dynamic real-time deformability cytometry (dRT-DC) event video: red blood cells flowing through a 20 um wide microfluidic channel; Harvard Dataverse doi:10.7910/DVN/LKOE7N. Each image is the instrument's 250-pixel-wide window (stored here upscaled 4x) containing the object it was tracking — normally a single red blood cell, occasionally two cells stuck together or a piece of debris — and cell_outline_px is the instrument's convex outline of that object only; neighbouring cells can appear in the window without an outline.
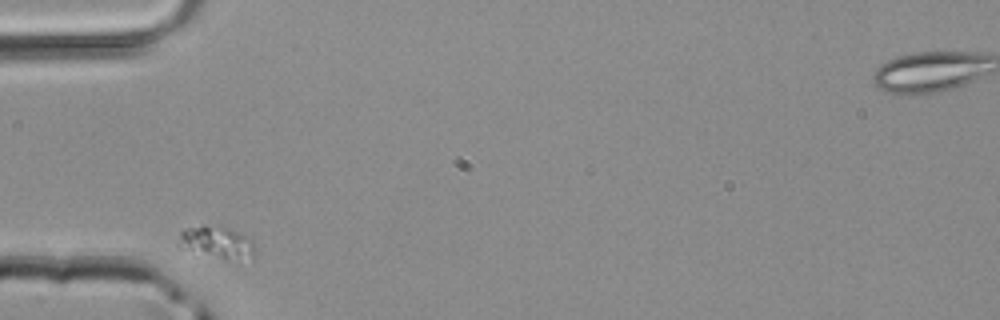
{"species": "common noctule bat (a hibernating species)", "species_latin": "Nyctalus noctula", "temperature_condition": "room temperature", "stored_images_in_passage": 3, "camera_frame_rate_fps": 3000, "um_per_image_px": 0.085, "animal": {"sex": "male", "body_mass_g": 20.4}, "frame": {"image": 1, "passage_image": 1, "time_ms": 0.0, "image_size_px": [1000, 320], "cell_outline_px": [[256, 256], [228, 264], [176, 248], [176, 244], [180, 232], [184, 228], [204, 224], [232, 228], [248, 236], [252, 240]], "centroid_in_image_um": [18.39, 20.68], "position_along_channel_um": 66.6, "area_um2": 16.01}}
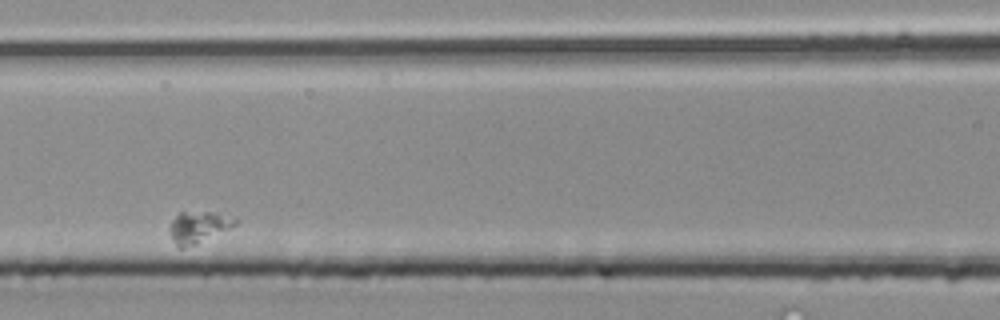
{"frame": {"image": 2, "passage_image": 3, "time_ms": 0.667, "image_size_px": [1000, 320], "cell_outline_px": [[240, 220], [236, 224], [196, 244], [180, 248], [176, 248], [172, 240], [168, 228], [168, 224], [180, 212], [216, 212], [236, 216]], "centroid_in_image_um": [16.86, 19.28], "position_along_channel_um": 149.7, "area_um2": 12.2}}